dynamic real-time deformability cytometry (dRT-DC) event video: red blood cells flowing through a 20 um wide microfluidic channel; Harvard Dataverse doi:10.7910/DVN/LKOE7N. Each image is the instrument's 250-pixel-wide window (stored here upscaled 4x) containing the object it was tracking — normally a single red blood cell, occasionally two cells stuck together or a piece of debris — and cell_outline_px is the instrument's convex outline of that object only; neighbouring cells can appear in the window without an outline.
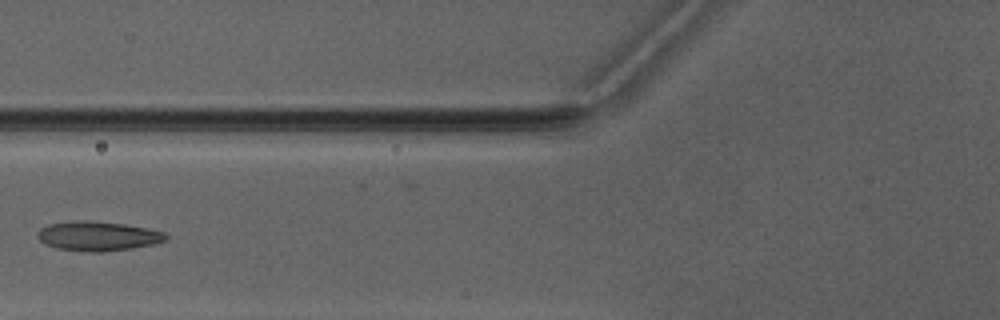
{"species": "Egyptian fruit bat (a non-hibernating species)", "species_latin": "Rousettus aegyptiacus", "temperature_condition": "warm", "stored_images_in_passage": 7, "camera_frame_rate_fps": 3000, "um_per_image_px": 0.085, "animal": {"sex": "male"}, "frame": {"image": 1, "passage_image": 7, "time_ms": 7.333, "image_size_px": [1000, 320], "cell_outline_px": [[168, 240], [152, 244], [132, 248], [100, 252], [92, 252], [56, 248], [44, 244], [36, 236], [36, 232], [40, 228], [48, 224], [76, 220], [80, 220], [124, 224], [148, 228], [164, 232], [168, 236]], "centroid_in_image_um": [8.29, 20.06], "position_along_channel_um": 117.5, "area_um2": 22.02}}